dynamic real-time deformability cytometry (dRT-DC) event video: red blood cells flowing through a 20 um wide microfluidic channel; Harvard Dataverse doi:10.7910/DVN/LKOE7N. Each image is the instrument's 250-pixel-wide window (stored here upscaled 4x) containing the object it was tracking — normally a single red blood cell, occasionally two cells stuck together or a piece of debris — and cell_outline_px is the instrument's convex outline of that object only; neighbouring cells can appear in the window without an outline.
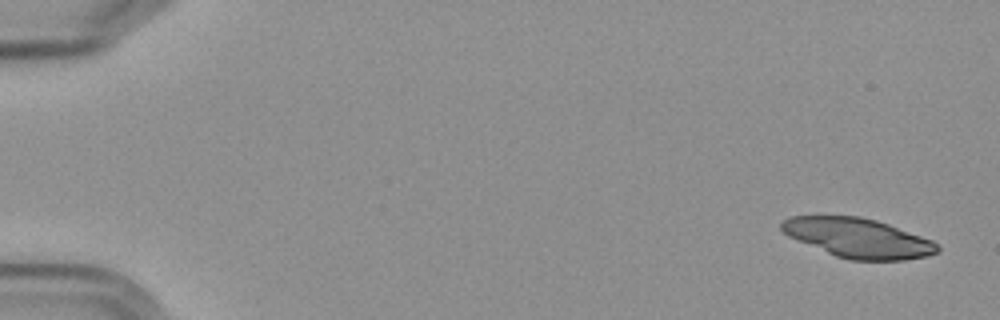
{"species": "Egyptian fruit bat (a non-hibernating species)", "species_latin": "Rousettus aegyptiacus", "temperature_condition": "cold", "stored_images_in_passage": 8, "camera_frame_rate_fps": 3000, "um_per_image_px": 0.085, "frame": {"image": 1, "passage_image": 1, "time_ms": 0.0, "image_size_px": [1000, 320], "cell_outline_px": [[940, 252], [928, 256], [904, 260], [852, 260], [836, 256], [796, 240], [788, 236], [780, 228], [780, 224], [788, 216], [860, 216], [876, 220], [888, 224], [932, 240], [940, 248]], "centroid_in_image_um": [72.93, 20.23], "position_along_channel_um": 12.1, "area_um2": 35.72}}
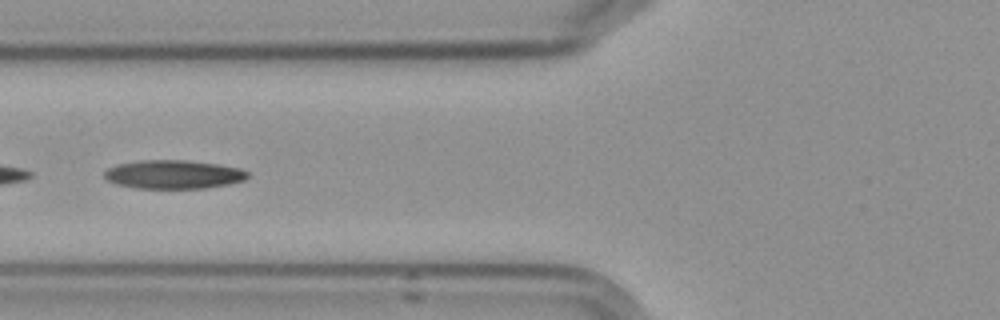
{"frame": {"image": 2, "passage_image": 6, "time_ms": 7.0, "image_size_px": [1000, 320], "cell_outline_px": [[248, 176], [244, 180], [228, 184], [204, 188], [136, 188], [116, 184], [108, 180], [104, 176], [104, 172], [108, 168], [116, 164], [140, 160], [188, 160], [216, 164], [240, 168], [248, 172]], "centroid_in_image_um": [14.72, 14.82], "position_along_channel_um": 111.1, "area_um2": 23.87}}
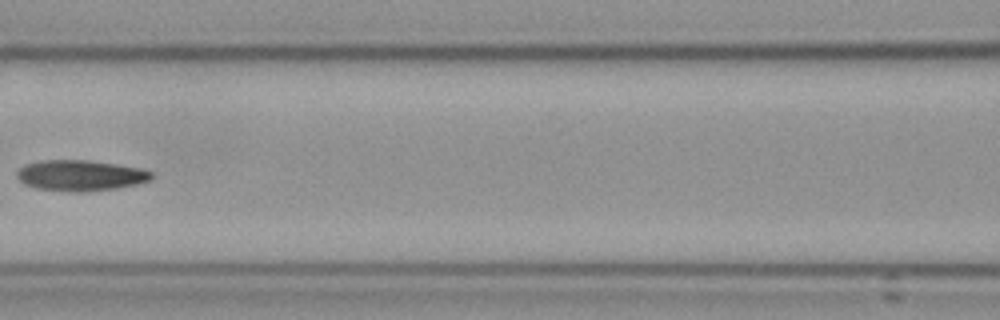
{"frame": {"image": 3, "passage_image": 7, "time_ms": 8.333, "image_size_px": [1000, 320], "cell_outline_px": [[152, 180], [136, 184], [116, 188], [84, 192], [76, 192], [36, 188], [24, 184], [16, 176], [16, 172], [20, 168], [28, 164], [44, 160], [88, 160], [116, 164], [140, 168], [152, 172]], "centroid_in_image_um": [6.85, 14.91], "position_along_channel_um": 159.8, "area_um2": 23.99}}